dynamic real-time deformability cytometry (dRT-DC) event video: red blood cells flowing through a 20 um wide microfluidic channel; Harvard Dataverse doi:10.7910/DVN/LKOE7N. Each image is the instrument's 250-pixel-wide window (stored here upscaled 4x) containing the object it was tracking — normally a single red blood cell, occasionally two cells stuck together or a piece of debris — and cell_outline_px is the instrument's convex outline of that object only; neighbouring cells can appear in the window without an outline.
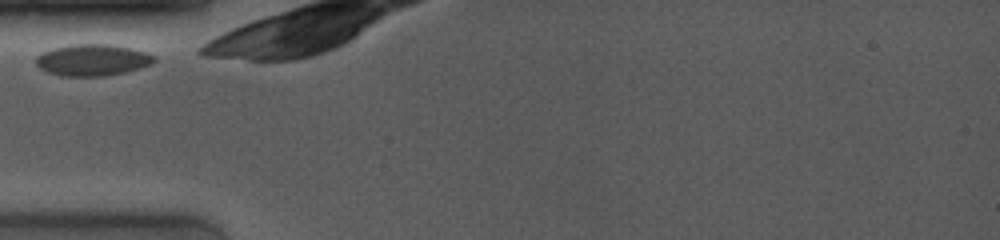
{"species": "common noctule bat (a hibernating species)", "species_latin": "Nyctalus noctula", "temperature_condition": "room temperature", "stored_images_in_passage": 3, "camera_frame_rate_fps": 4000, "um_per_image_px": 0.085, "animal": {"sex": "female", "body_mass_g": 19.0, "forearm_length_mm": 53.3}, "frame": {"image": 1, "passage_image": 1, "time_ms": 0.0, "image_size_px": [1000, 240], "cell_outline_px": [[156, 60], [152, 64], [140, 68], [124, 72], [104, 76], [64, 76], [48, 72], [40, 68], [36, 64], [36, 56], [44, 52], [56, 48], [72, 44], [112, 44], [144, 52], [156, 56]], "centroid_in_image_um": [7.88, 5.1], "position_along_channel_um": 77.1, "area_um2": 21.5}}